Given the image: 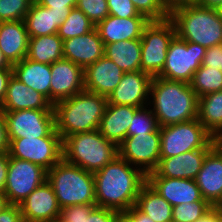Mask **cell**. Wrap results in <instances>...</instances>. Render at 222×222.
<instances>
[{"mask_svg":"<svg viewBox=\"0 0 222 222\" xmlns=\"http://www.w3.org/2000/svg\"><path fill=\"white\" fill-rule=\"evenodd\" d=\"M194 4L211 9H218L222 0H195Z\"/></svg>","mask_w":222,"mask_h":222,"instance_id":"cell-50","label":"cell"},{"mask_svg":"<svg viewBox=\"0 0 222 222\" xmlns=\"http://www.w3.org/2000/svg\"><path fill=\"white\" fill-rule=\"evenodd\" d=\"M76 8L81 10L95 26L109 16L107 0H77Z\"/></svg>","mask_w":222,"mask_h":222,"instance_id":"cell-38","label":"cell"},{"mask_svg":"<svg viewBox=\"0 0 222 222\" xmlns=\"http://www.w3.org/2000/svg\"><path fill=\"white\" fill-rule=\"evenodd\" d=\"M118 222H154L135 205L127 211L120 212Z\"/></svg>","mask_w":222,"mask_h":222,"instance_id":"cell-44","label":"cell"},{"mask_svg":"<svg viewBox=\"0 0 222 222\" xmlns=\"http://www.w3.org/2000/svg\"><path fill=\"white\" fill-rule=\"evenodd\" d=\"M195 181L203 199L213 207L222 204V146L219 142L207 153Z\"/></svg>","mask_w":222,"mask_h":222,"instance_id":"cell-17","label":"cell"},{"mask_svg":"<svg viewBox=\"0 0 222 222\" xmlns=\"http://www.w3.org/2000/svg\"><path fill=\"white\" fill-rule=\"evenodd\" d=\"M205 52L202 45L184 41L176 35L170 42L164 68L158 77L190 83L203 62Z\"/></svg>","mask_w":222,"mask_h":222,"instance_id":"cell-9","label":"cell"},{"mask_svg":"<svg viewBox=\"0 0 222 222\" xmlns=\"http://www.w3.org/2000/svg\"><path fill=\"white\" fill-rule=\"evenodd\" d=\"M96 26L79 9L72 8L68 17L58 28V36L64 41L92 31Z\"/></svg>","mask_w":222,"mask_h":222,"instance_id":"cell-33","label":"cell"},{"mask_svg":"<svg viewBox=\"0 0 222 222\" xmlns=\"http://www.w3.org/2000/svg\"><path fill=\"white\" fill-rule=\"evenodd\" d=\"M218 13L220 14V16L222 17V4L219 6V8L217 9Z\"/></svg>","mask_w":222,"mask_h":222,"instance_id":"cell-54","label":"cell"},{"mask_svg":"<svg viewBox=\"0 0 222 222\" xmlns=\"http://www.w3.org/2000/svg\"><path fill=\"white\" fill-rule=\"evenodd\" d=\"M47 180V171L33 162L9 156L4 194L8 204L19 205Z\"/></svg>","mask_w":222,"mask_h":222,"instance_id":"cell-11","label":"cell"},{"mask_svg":"<svg viewBox=\"0 0 222 222\" xmlns=\"http://www.w3.org/2000/svg\"><path fill=\"white\" fill-rule=\"evenodd\" d=\"M9 143L18 138L61 137L55 130L54 110L3 111Z\"/></svg>","mask_w":222,"mask_h":222,"instance_id":"cell-10","label":"cell"},{"mask_svg":"<svg viewBox=\"0 0 222 222\" xmlns=\"http://www.w3.org/2000/svg\"><path fill=\"white\" fill-rule=\"evenodd\" d=\"M218 142L221 144L222 146V137L218 140Z\"/></svg>","mask_w":222,"mask_h":222,"instance_id":"cell-55","label":"cell"},{"mask_svg":"<svg viewBox=\"0 0 222 222\" xmlns=\"http://www.w3.org/2000/svg\"><path fill=\"white\" fill-rule=\"evenodd\" d=\"M29 38L24 20L0 22V50L11 65L27 56Z\"/></svg>","mask_w":222,"mask_h":222,"instance_id":"cell-24","label":"cell"},{"mask_svg":"<svg viewBox=\"0 0 222 222\" xmlns=\"http://www.w3.org/2000/svg\"><path fill=\"white\" fill-rule=\"evenodd\" d=\"M9 151V140L4 112L0 108V154Z\"/></svg>","mask_w":222,"mask_h":222,"instance_id":"cell-46","label":"cell"},{"mask_svg":"<svg viewBox=\"0 0 222 222\" xmlns=\"http://www.w3.org/2000/svg\"><path fill=\"white\" fill-rule=\"evenodd\" d=\"M9 156L33 162L49 171L63 158L61 137L18 138L9 143Z\"/></svg>","mask_w":222,"mask_h":222,"instance_id":"cell-12","label":"cell"},{"mask_svg":"<svg viewBox=\"0 0 222 222\" xmlns=\"http://www.w3.org/2000/svg\"><path fill=\"white\" fill-rule=\"evenodd\" d=\"M32 0H0V22L24 20Z\"/></svg>","mask_w":222,"mask_h":222,"instance_id":"cell-36","label":"cell"},{"mask_svg":"<svg viewBox=\"0 0 222 222\" xmlns=\"http://www.w3.org/2000/svg\"><path fill=\"white\" fill-rule=\"evenodd\" d=\"M213 208L205 199L173 206L172 222H195Z\"/></svg>","mask_w":222,"mask_h":222,"instance_id":"cell-34","label":"cell"},{"mask_svg":"<svg viewBox=\"0 0 222 222\" xmlns=\"http://www.w3.org/2000/svg\"><path fill=\"white\" fill-rule=\"evenodd\" d=\"M199 97L208 93L222 91V71L215 67L201 65L189 83Z\"/></svg>","mask_w":222,"mask_h":222,"instance_id":"cell-32","label":"cell"},{"mask_svg":"<svg viewBox=\"0 0 222 222\" xmlns=\"http://www.w3.org/2000/svg\"><path fill=\"white\" fill-rule=\"evenodd\" d=\"M147 108L144 106L135 112L127 130V137L155 132L160 128L156 116L151 109Z\"/></svg>","mask_w":222,"mask_h":222,"instance_id":"cell-35","label":"cell"},{"mask_svg":"<svg viewBox=\"0 0 222 222\" xmlns=\"http://www.w3.org/2000/svg\"><path fill=\"white\" fill-rule=\"evenodd\" d=\"M150 22L144 15L119 18L107 16L96 25L104 45L126 40L141 39L144 27Z\"/></svg>","mask_w":222,"mask_h":222,"instance_id":"cell-22","label":"cell"},{"mask_svg":"<svg viewBox=\"0 0 222 222\" xmlns=\"http://www.w3.org/2000/svg\"><path fill=\"white\" fill-rule=\"evenodd\" d=\"M139 14L150 21H161L169 18V10L163 0H131Z\"/></svg>","mask_w":222,"mask_h":222,"instance_id":"cell-37","label":"cell"},{"mask_svg":"<svg viewBox=\"0 0 222 222\" xmlns=\"http://www.w3.org/2000/svg\"><path fill=\"white\" fill-rule=\"evenodd\" d=\"M221 56H222V45H217L207 48L201 65L220 69Z\"/></svg>","mask_w":222,"mask_h":222,"instance_id":"cell-43","label":"cell"},{"mask_svg":"<svg viewBox=\"0 0 222 222\" xmlns=\"http://www.w3.org/2000/svg\"><path fill=\"white\" fill-rule=\"evenodd\" d=\"M149 96L151 101L148 104L153 105L151 110L160 127L190 121L198 116V96L187 82L155 76Z\"/></svg>","mask_w":222,"mask_h":222,"instance_id":"cell-2","label":"cell"},{"mask_svg":"<svg viewBox=\"0 0 222 222\" xmlns=\"http://www.w3.org/2000/svg\"><path fill=\"white\" fill-rule=\"evenodd\" d=\"M37 3L50 8L56 15H68L76 7L77 0H38Z\"/></svg>","mask_w":222,"mask_h":222,"instance_id":"cell-42","label":"cell"},{"mask_svg":"<svg viewBox=\"0 0 222 222\" xmlns=\"http://www.w3.org/2000/svg\"><path fill=\"white\" fill-rule=\"evenodd\" d=\"M67 17L68 15H56L50 8L33 2L24 22L29 37H39L56 34Z\"/></svg>","mask_w":222,"mask_h":222,"instance_id":"cell-27","label":"cell"},{"mask_svg":"<svg viewBox=\"0 0 222 222\" xmlns=\"http://www.w3.org/2000/svg\"><path fill=\"white\" fill-rule=\"evenodd\" d=\"M176 36V28L170 18L150 21L141 37V71L152 77L164 68L170 42Z\"/></svg>","mask_w":222,"mask_h":222,"instance_id":"cell-8","label":"cell"},{"mask_svg":"<svg viewBox=\"0 0 222 222\" xmlns=\"http://www.w3.org/2000/svg\"><path fill=\"white\" fill-rule=\"evenodd\" d=\"M50 102L68 99L85 90L84 69L68 59L62 58L50 65Z\"/></svg>","mask_w":222,"mask_h":222,"instance_id":"cell-14","label":"cell"},{"mask_svg":"<svg viewBox=\"0 0 222 222\" xmlns=\"http://www.w3.org/2000/svg\"><path fill=\"white\" fill-rule=\"evenodd\" d=\"M104 56V44L96 27L81 36L63 41V58L85 69Z\"/></svg>","mask_w":222,"mask_h":222,"instance_id":"cell-19","label":"cell"},{"mask_svg":"<svg viewBox=\"0 0 222 222\" xmlns=\"http://www.w3.org/2000/svg\"><path fill=\"white\" fill-rule=\"evenodd\" d=\"M220 69H221V71H222V56H221V68H220Z\"/></svg>","mask_w":222,"mask_h":222,"instance_id":"cell-56","label":"cell"},{"mask_svg":"<svg viewBox=\"0 0 222 222\" xmlns=\"http://www.w3.org/2000/svg\"><path fill=\"white\" fill-rule=\"evenodd\" d=\"M147 183L172 206L203 199L193 179L160 177L152 171L147 174Z\"/></svg>","mask_w":222,"mask_h":222,"instance_id":"cell-18","label":"cell"},{"mask_svg":"<svg viewBox=\"0 0 222 222\" xmlns=\"http://www.w3.org/2000/svg\"><path fill=\"white\" fill-rule=\"evenodd\" d=\"M123 74L113 61L103 56L84 69L85 90L108 98L120 83Z\"/></svg>","mask_w":222,"mask_h":222,"instance_id":"cell-20","label":"cell"},{"mask_svg":"<svg viewBox=\"0 0 222 222\" xmlns=\"http://www.w3.org/2000/svg\"><path fill=\"white\" fill-rule=\"evenodd\" d=\"M176 35L188 42L210 48L222 45V17L217 9L192 4L179 5L169 12Z\"/></svg>","mask_w":222,"mask_h":222,"instance_id":"cell-4","label":"cell"},{"mask_svg":"<svg viewBox=\"0 0 222 222\" xmlns=\"http://www.w3.org/2000/svg\"><path fill=\"white\" fill-rule=\"evenodd\" d=\"M0 222H24L20 206L14 204H7L0 211Z\"/></svg>","mask_w":222,"mask_h":222,"instance_id":"cell-45","label":"cell"},{"mask_svg":"<svg viewBox=\"0 0 222 222\" xmlns=\"http://www.w3.org/2000/svg\"><path fill=\"white\" fill-rule=\"evenodd\" d=\"M13 76L28 88L41 93L50 101L51 69L49 64L29 60L26 57L12 65Z\"/></svg>","mask_w":222,"mask_h":222,"instance_id":"cell-26","label":"cell"},{"mask_svg":"<svg viewBox=\"0 0 222 222\" xmlns=\"http://www.w3.org/2000/svg\"><path fill=\"white\" fill-rule=\"evenodd\" d=\"M5 194L0 192V211L7 205Z\"/></svg>","mask_w":222,"mask_h":222,"instance_id":"cell-53","label":"cell"},{"mask_svg":"<svg viewBox=\"0 0 222 222\" xmlns=\"http://www.w3.org/2000/svg\"><path fill=\"white\" fill-rule=\"evenodd\" d=\"M195 222H222V209L214 207L205 216Z\"/></svg>","mask_w":222,"mask_h":222,"instance_id":"cell-49","label":"cell"},{"mask_svg":"<svg viewBox=\"0 0 222 222\" xmlns=\"http://www.w3.org/2000/svg\"><path fill=\"white\" fill-rule=\"evenodd\" d=\"M104 56L123 72L141 70V39L126 40L104 45Z\"/></svg>","mask_w":222,"mask_h":222,"instance_id":"cell-28","label":"cell"},{"mask_svg":"<svg viewBox=\"0 0 222 222\" xmlns=\"http://www.w3.org/2000/svg\"><path fill=\"white\" fill-rule=\"evenodd\" d=\"M63 159L95 173L118 155V146L107 140L99 130L75 133L62 141Z\"/></svg>","mask_w":222,"mask_h":222,"instance_id":"cell-5","label":"cell"},{"mask_svg":"<svg viewBox=\"0 0 222 222\" xmlns=\"http://www.w3.org/2000/svg\"><path fill=\"white\" fill-rule=\"evenodd\" d=\"M120 212L96 206L88 216H85V222H118Z\"/></svg>","mask_w":222,"mask_h":222,"instance_id":"cell-41","label":"cell"},{"mask_svg":"<svg viewBox=\"0 0 222 222\" xmlns=\"http://www.w3.org/2000/svg\"><path fill=\"white\" fill-rule=\"evenodd\" d=\"M194 1L195 0H163V3L170 12L173 8L179 5L192 4Z\"/></svg>","mask_w":222,"mask_h":222,"instance_id":"cell-51","label":"cell"},{"mask_svg":"<svg viewBox=\"0 0 222 222\" xmlns=\"http://www.w3.org/2000/svg\"><path fill=\"white\" fill-rule=\"evenodd\" d=\"M0 69H12V65L7 61L1 50H0Z\"/></svg>","mask_w":222,"mask_h":222,"instance_id":"cell-52","label":"cell"},{"mask_svg":"<svg viewBox=\"0 0 222 222\" xmlns=\"http://www.w3.org/2000/svg\"><path fill=\"white\" fill-rule=\"evenodd\" d=\"M60 208L96 204L93 173L66 162L63 158L47 171Z\"/></svg>","mask_w":222,"mask_h":222,"instance_id":"cell-6","label":"cell"},{"mask_svg":"<svg viewBox=\"0 0 222 222\" xmlns=\"http://www.w3.org/2000/svg\"><path fill=\"white\" fill-rule=\"evenodd\" d=\"M24 222H57L60 206L51 184L46 180L20 204Z\"/></svg>","mask_w":222,"mask_h":222,"instance_id":"cell-15","label":"cell"},{"mask_svg":"<svg viewBox=\"0 0 222 222\" xmlns=\"http://www.w3.org/2000/svg\"><path fill=\"white\" fill-rule=\"evenodd\" d=\"M9 153L0 154V192H4L8 173Z\"/></svg>","mask_w":222,"mask_h":222,"instance_id":"cell-47","label":"cell"},{"mask_svg":"<svg viewBox=\"0 0 222 222\" xmlns=\"http://www.w3.org/2000/svg\"><path fill=\"white\" fill-rule=\"evenodd\" d=\"M152 79V76L141 70L124 72L120 83L107 98V104L137 108L148 106Z\"/></svg>","mask_w":222,"mask_h":222,"instance_id":"cell-16","label":"cell"},{"mask_svg":"<svg viewBox=\"0 0 222 222\" xmlns=\"http://www.w3.org/2000/svg\"><path fill=\"white\" fill-rule=\"evenodd\" d=\"M210 150L196 149L172 157H160L154 172L160 177L195 180Z\"/></svg>","mask_w":222,"mask_h":222,"instance_id":"cell-21","label":"cell"},{"mask_svg":"<svg viewBox=\"0 0 222 222\" xmlns=\"http://www.w3.org/2000/svg\"><path fill=\"white\" fill-rule=\"evenodd\" d=\"M215 139L196 118L160 127V157H172L196 149H212Z\"/></svg>","mask_w":222,"mask_h":222,"instance_id":"cell-7","label":"cell"},{"mask_svg":"<svg viewBox=\"0 0 222 222\" xmlns=\"http://www.w3.org/2000/svg\"><path fill=\"white\" fill-rule=\"evenodd\" d=\"M26 58L51 65L63 58V40L57 33L30 37Z\"/></svg>","mask_w":222,"mask_h":222,"instance_id":"cell-31","label":"cell"},{"mask_svg":"<svg viewBox=\"0 0 222 222\" xmlns=\"http://www.w3.org/2000/svg\"><path fill=\"white\" fill-rule=\"evenodd\" d=\"M118 153L146 175L154 171L160 161V128L155 132L126 137L118 146Z\"/></svg>","mask_w":222,"mask_h":222,"instance_id":"cell-13","label":"cell"},{"mask_svg":"<svg viewBox=\"0 0 222 222\" xmlns=\"http://www.w3.org/2000/svg\"><path fill=\"white\" fill-rule=\"evenodd\" d=\"M138 109L129 105L107 104L98 130L107 140L119 146L127 137V130Z\"/></svg>","mask_w":222,"mask_h":222,"instance_id":"cell-25","label":"cell"},{"mask_svg":"<svg viewBox=\"0 0 222 222\" xmlns=\"http://www.w3.org/2000/svg\"><path fill=\"white\" fill-rule=\"evenodd\" d=\"M13 75L12 69H0V105L3 103V100L6 95V90L8 82Z\"/></svg>","mask_w":222,"mask_h":222,"instance_id":"cell-48","label":"cell"},{"mask_svg":"<svg viewBox=\"0 0 222 222\" xmlns=\"http://www.w3.org/2000/svg\"><path fill=\"white\" fill-rule=\"evenodd\" d=\"M135 206L154 222H172L173 206L147 182L142 186Z\"/></svg>","mask_w":222,"mask_h":222,"instance_id":"cell-30","label":"cell"},{"mask_svg":"<svg viewBox=\"0 0 222 222\" xmlns=\"http://www.w3.org/2000/svg\"><path fill=\"white\" fill-rule=\"evenodd\" d=\"M96 205L118 212L127 211L136 204L147 175L119 155L101 170L93 173Z\"/></svg>","mask_w":222,"mask_h":222,"instance_id":"cell-1","label":"cell"},{"mask_svg":"<svg viewBox=\"0 0 222 222\" xmlns=\"http://www.w3.org/2000/svg\"><path fill=\"white\" fill-rule=\"evenodd\" d=\"M107 4L111 16L131 18L139 15L131 0H107Z\"/></svg>","mask_w":222,"mask_h":222,"instance_id":"cell-40","label":"cell"},{"mask_svg":"<svg viewBox=\"0 0 222 222\" xmlns=\"http://www.w3.org/2000/svg\"><path fill=\"white\" fill-rule=\"evenodd\" d=\"M197 119L215 139L222 137V91L198 98Z\"/></svg>","mask_w":222,"mask_h":222,"instance_id":"cell-29","label":"cell"},{"mask_svg":"<svg viewBox=\"0 0 222 222\" xmlns=\"http://www.w3.org/2000/svg\"><path fill=\"white\" fill-rule=\"evenodd\" d=\"M96 206V204H82L60 208L57 222H85V216H88Z\"/></svg>","mask_w":222,"mask_h":222,"instance_id":"cell-39","label":"cell"},{"mask_svg":"<svg viewBox=\"0 0 222 222\" xmlns=\"http://www.w3.org/2000/svg\"><path fill=\"white\" fill-rule=\"evenodd\" d=\"M107 103V97L86 90L55 103V130L62 141L75 133L98 130Z\"/></svg>","mask_w":222,"mask_h":222,"instance_id":"cell-3","label":"cell"},{"mask_svg":"<svg viewBox=\"0 0 222 222\" xmlns=\"http://www.w3.org/2000/svg\"><path fill=\"white\" fill-rule=\"evenodd\" d=\"M2 111H18L25 109L53 110L52 103L41 93L28 88L13 75L10 78L3 103Z\"/></svg>","mask_w":222,"mask_h":222,"instance_id":"cell-23","label":"cell"}]
</instances>
